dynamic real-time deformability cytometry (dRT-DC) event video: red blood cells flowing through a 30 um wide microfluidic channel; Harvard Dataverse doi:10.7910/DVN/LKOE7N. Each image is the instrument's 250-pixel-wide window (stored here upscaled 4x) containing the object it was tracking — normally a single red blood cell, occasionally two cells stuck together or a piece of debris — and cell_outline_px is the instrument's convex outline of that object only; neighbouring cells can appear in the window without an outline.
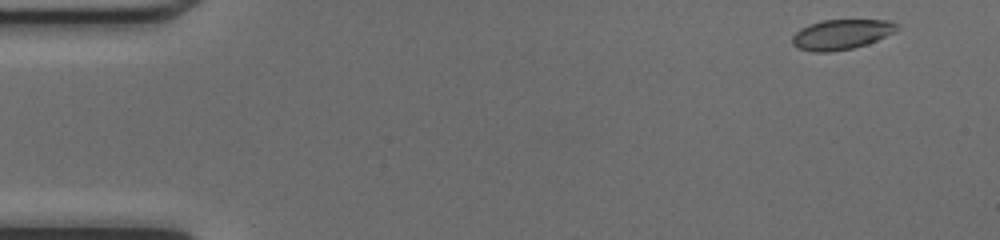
{"species": "common noctule bat (a hibernating species)", "species_latin": "Nyctalus noctula", "temperature_condition": "cold", "stored_images_in_passage": 41, "camera_frame_rate_fps": 3000, "um_per_image_px": 0.085, "animal": {"sex": "female", "body_mass_g": 17.0, "forearm_length_mm": 48.0}, "frame": {"image": 1, "passage_image": 1, "time_ms": 0.0, "image_size_px": [1000, 240], "cell_outline_px": [[900, 28], [896, 32], [868, 44], [852, 48], [832, 52], [812, 52], [796, 48], [792, 44], [792, 36], [800, 28], [808, 24], [820, 20], [888, 20], [900, 24]], "centroid_in_image_um": [71.53, 2.92], "position_along_channel_um": 13.5, "area_um2": 18.73}}
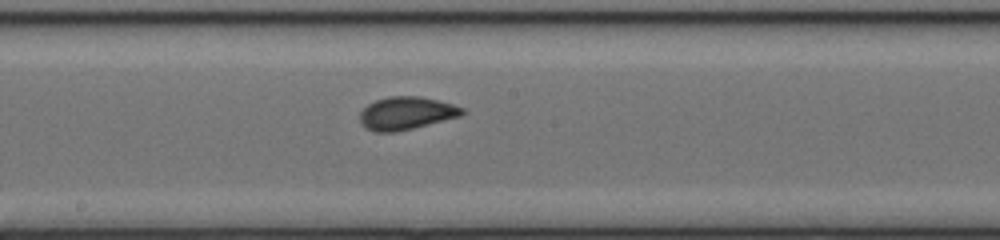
{"frame": {"image": 2, "passage_image": 24, "time_ms": 7.667, "image_size_px": [1000, 240], "cell_outline_px": [[468, 112], [460, 116], [396, 132], [376, 132], [364, 128], [360, 124], [360, 112], [368, 104], [376, 100], [388, 96], [420, 96], [452, 104], [464, 108]], "centroid_in_image_um": [34.51, 9.62], "position_along_channel_um": 213.7, "area_um2": 19.59}}
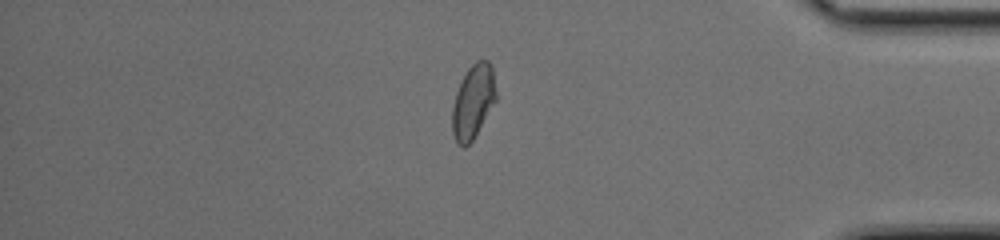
{"frame": {"image": 3, "passage_image": 39, "time_ms": 12.667, "image_size_px": [1000, 240], "cell_outline_px": [[496, 100], [472, 140], [464, 148], [456, 144], [452, 132], [452, 108], [456, 92], [468, 68], [476, 60], [488, 60], [492, 64], [496, 92]], "centroid_in_image_um": [40.21, 8.63], "position_along_channel_um": 395.0, "area_um2": 18.79}, "authors_computed_cell_mechanics": {"area_um2": 18.9006, "velocity_mm_per_s": 4.2382, "shape_relaxation_time_tau1_ms": 3.4892, "shape_relaxation_time_tau2_ms": null, "deformation_change_tau1": 0.1056, "deformation_change_tau2": null}}